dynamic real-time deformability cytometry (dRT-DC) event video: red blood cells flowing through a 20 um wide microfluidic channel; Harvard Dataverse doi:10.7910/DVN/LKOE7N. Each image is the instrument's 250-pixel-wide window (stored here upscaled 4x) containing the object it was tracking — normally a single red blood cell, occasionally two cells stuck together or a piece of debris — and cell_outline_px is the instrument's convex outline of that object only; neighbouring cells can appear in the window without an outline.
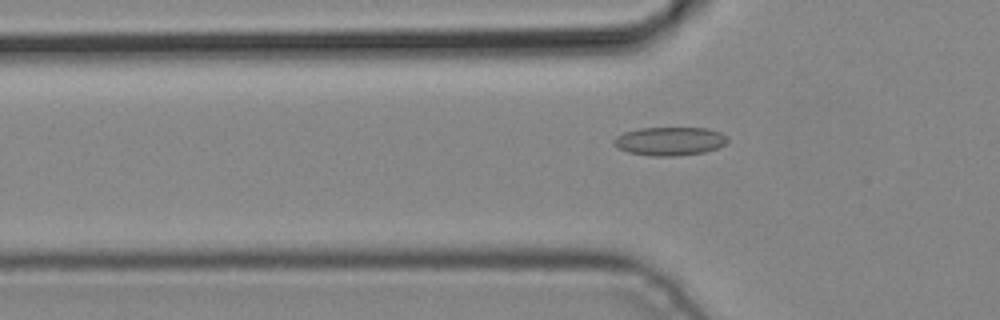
{"species": "common noctule bat (a hibernating species)", "species_latin": "Nyctalus noctula", "temperature_condition": "cold", "stored_images_in_passage": 2, "camera_frame_rate_fps": 3000, "um_per_image_px": 0.085, "animal": {"sex": "male", "body_mass_g": 19.2, "forearm_length_mm": 51.8}, "frame": {"image": 1, "passage_image": 2, "time_ms": 0.333, "image_size_px": [1000, 320], "cell_outline_px": [[728, 140], [724, 144], [716, 148], [704, 152], [676, 156], [652, 156], [628, 152], [612, 144], [612, 140], [616, 136], [624, 132], [640, 128], [708, 128], [720, 132], [728, 136]], "centroid_in_image_um": [56.92, 11.99], "position_along_channel_um": 68.9, "area_um2": 18.9}}